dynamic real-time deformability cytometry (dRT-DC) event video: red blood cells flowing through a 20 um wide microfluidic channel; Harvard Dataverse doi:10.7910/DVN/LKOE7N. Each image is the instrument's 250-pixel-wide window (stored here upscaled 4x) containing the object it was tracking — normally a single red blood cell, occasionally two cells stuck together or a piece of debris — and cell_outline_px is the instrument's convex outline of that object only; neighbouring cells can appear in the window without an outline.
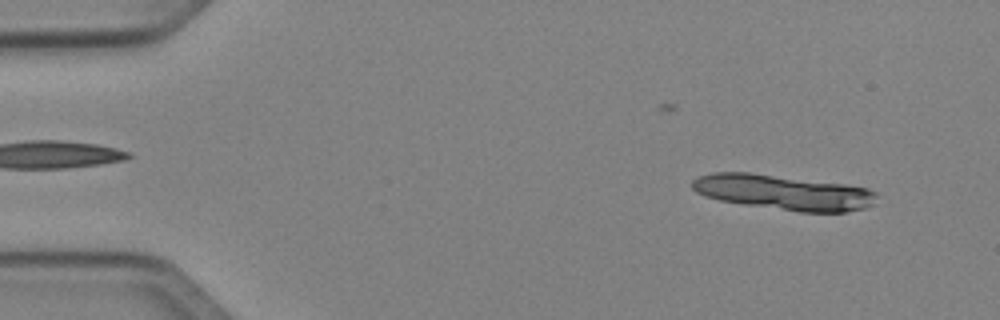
{"species": "Egyptian fruit bat (a non-hibernating species)", "species_latin": "Rousettus aegyptiacus", "temperature_condition": "cold", "stored_images_in_passage": 13, "camera_frame_rate_fps": 3000, "um_per_image_px": 0.085, "animal": {"sex": "female"}, "frame": {"image": 1, "passage_image": 4, "time_ms": 1.0, "image_size_px": [1000, 320], "cell_outline_px": [[876, 196], [872, 204], [864, 208], [848, 212], [800, 212], [744, 204], [720, 200], [704, 196], [696, 192], [692, 188], [692, 180], [696, 176], [712, 172], [748, 172], [844, 184], [868, 188], [876, 192]], "centroid_in_image_um": [66.55, 16.34], "position_along_channel_um": 18.4, "area_um2": 37.57}}